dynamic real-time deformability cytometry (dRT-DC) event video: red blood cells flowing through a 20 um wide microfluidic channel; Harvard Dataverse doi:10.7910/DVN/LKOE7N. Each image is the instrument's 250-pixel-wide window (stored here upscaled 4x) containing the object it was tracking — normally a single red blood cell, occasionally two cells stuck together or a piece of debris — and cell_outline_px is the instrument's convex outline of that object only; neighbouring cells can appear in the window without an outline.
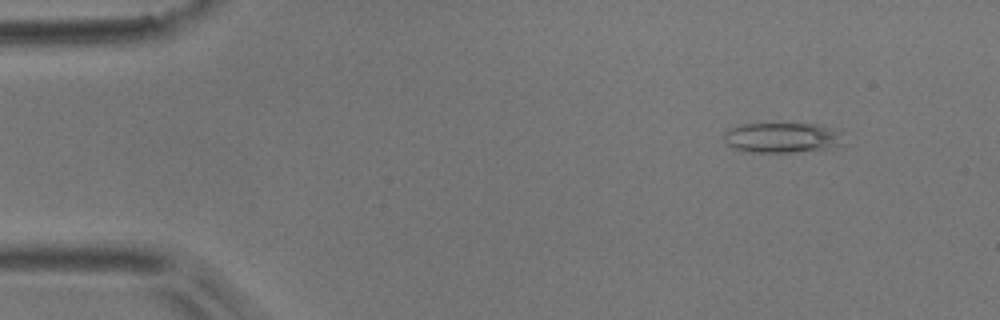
{"species": "common noctule bat (a hibernating species)", "species_latin": "Nyctalus noctula", "temperature_condition": "room temperature", "stored_images_in_passage": 54, "camera_frame_rate_fps": 3000, "um_per_image_px": 0.085, "animal": {"sex": "male", "body_mass_g": 17.9}, "frame": {"image": 1, "passage_image": 6, "time_ms": 1.667, "image_size_px": [1000, 320], "cell_outline_px": [[844, 144], [832, 148], [792, 152], [744, 152], [732, 148], [724, 140], [724, 132], [740, 124], [816, 124], [832, 128], [840, 132]], "centroid_in_image_um": [66.48, 11.71], "position_along_channel_um": 18.5, "area_um2": 21.1}}
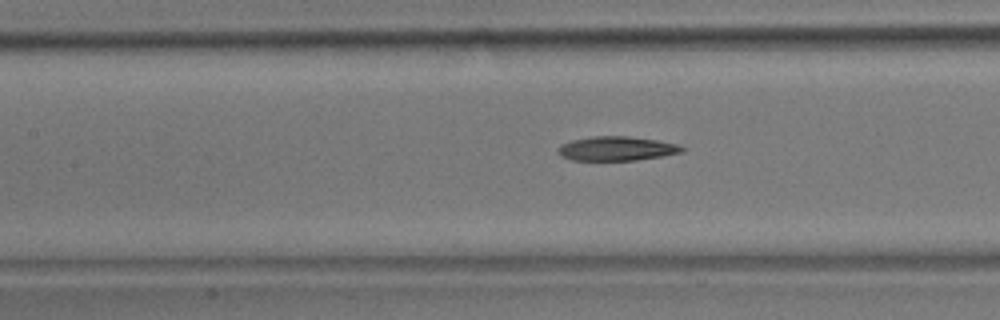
{"frame": {"image": 2, "passage_image": 24, "time_ms": 7.667, "image_size_px": [1000, 320], "cell_outline_px": [[684, 152], [664, 156], [636, 160], [572, 160], [560, 156], [556, 152], [556, 148], [560, 144], [572, 140], [592, 136], [628, 136], [656, 140], [676, 144], [684, 148]], "centroid_in_image_um": [52.37, 12.63], "position_along_channel_um": 155.0, "area_um2": 17.63}}
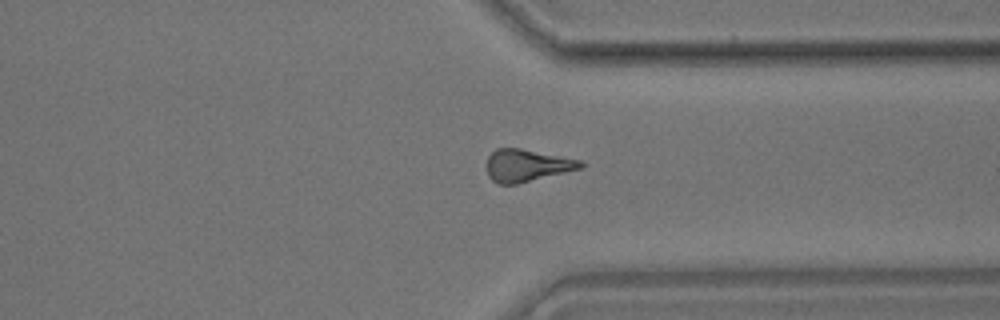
{"frame": {"image": 3, "passage_image": 41, "time_ms": 13.333, "image_size_px": [1000, 320], "cell_outline_px": [[584, 168], [516, 184], [500, 184], [492, 180], [488, 176], [488, 156], [496, 148], [520, 148], [580, 160], [584, 164]], "centroid_in_image_um": [44.8, 14.06], "position_along_channel_um": 366.6, "area_um2": 17.51}, "authors_computed_cell_mechanics": {"area_um2": 17.9469, "velocity_mm_per_s": 3.7435, "shape_relaxation_time_tau1_ms": null, "shape_relaxation_time_tau2_ms": 10.2128, "deformation_change_tau1": null, "deformation_change_tau2": 0.2565}}